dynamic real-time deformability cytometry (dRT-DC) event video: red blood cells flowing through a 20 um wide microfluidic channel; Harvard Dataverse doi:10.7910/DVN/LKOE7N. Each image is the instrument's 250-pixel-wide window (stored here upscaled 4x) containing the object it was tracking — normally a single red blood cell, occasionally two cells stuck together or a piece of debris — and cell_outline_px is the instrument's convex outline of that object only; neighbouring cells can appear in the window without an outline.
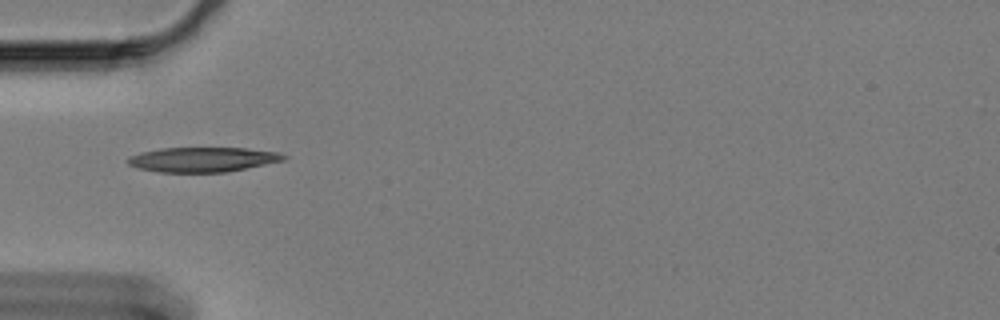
{"species": "Egyptian fruit bat (a non-hibernating species)", "species_latin": "Rousettus aegyptiacus", "temperature_condition": "cold", "stored_images_in_passage": 42, "camera_frame_rate_fps": 3000, "um_per_image_px": 0.085, "animal": {"sex": "female"}, "frame": {"image": 1, "passage_image": 1, "time_ms": 0.0, "image_size_px": [1000, 320], "cell_outline_px": [[288, 156], [284, 160], [224, 172], [160, 172], [140, 168], [128, 164], [128, 156], [140, 152], [160, 148], [248, 148], [280, 152]], "centroid_in_image_um": [17.23, 13.54], "position_along_channel_um": 67.8, "area_um2": 22.31}}
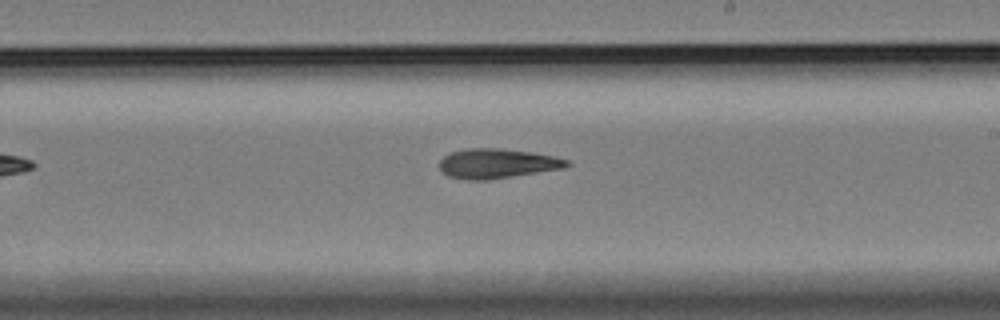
{"frame": {"image": 2, "passage_image": 17, "time_ms": 5.333, "image_size_px": [1000, 320], "cell_outline_px": [[572, 164], [564, 168], [488, 180], [464, 180], [448, 176], [440, 172], [440, 160], [444, 156], [452, 152], [468, 148], [500, 148], [532, 152], [552, 156], [568, 160]], "centroid_in_image_um": [42.23, 13.9], "position_along_channel_um": 246.8, "area_um2": 22.08}}
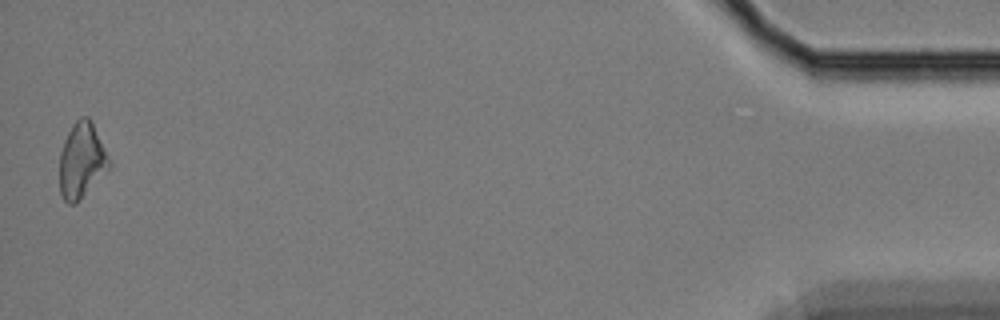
{"frame": {"image": 3, "passage_image": 41, "time_ms": 13.333, "image_size_px": [1000, 320], "cell_outline_px": [[112, 164], [76, 204], [68, 204], [64, 200], [60, 192], [60, 152], [64, 140], [68, 132], [76, 120], [80, 116], [88, 116]], "centroid_in_image_um": [6.91, 13.66], "position_along_channel_um": 428.3, "area_um2": 21.33}, "authors_computed_cell_mechanics": {"area_um2": 21.386, "velocity_mm_per_s": 3.346, "shape_relaxation_time_tau1_ms": 6.4403, "shape_relaxation_time_tau2_ms": 4.4685, "deformation_change_tau1": 0.1677, "deformation_change_tau2": 0.1354}}